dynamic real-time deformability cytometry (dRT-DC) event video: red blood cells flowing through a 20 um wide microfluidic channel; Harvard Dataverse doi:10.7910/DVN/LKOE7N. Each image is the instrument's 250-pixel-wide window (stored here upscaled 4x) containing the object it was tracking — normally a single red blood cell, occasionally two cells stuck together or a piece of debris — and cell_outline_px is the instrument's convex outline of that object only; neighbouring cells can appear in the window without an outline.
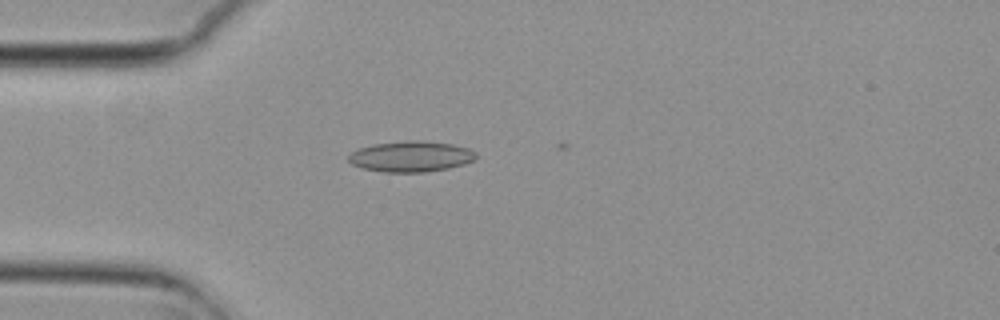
{"species": "common noctule bat (a hibernating species)", "species_latin": "Nyctalus noctula", "temperature_condition": "cold", "stored_images_in_passage": 2, "camera_frame_rate_fps": 3000, "um_per_image_px": 0.085, "animal": {"sex": "female", "body_mass_g": 29.2, "forearm_length_mm": 56.3}, "frame": {"image": 1, "passage_image": 1, "time_ms": 0.0, "image_size_px": [1000, 320], "cell_outline_px": [[476, 160], [464, 164], [448, 168], [424, 172], [384, 172], [364, 168], [352, 164], [348, 160], [348, 156], [352, 152], [360, 148], [376, 144], [412, 140], [416, 140], [452, 144], [468, 148], [476, 152]], "centroid_in_image_um": [34.96, 13.3], "position_along_channel_um": 50.0, "area_um2": 22.6}}